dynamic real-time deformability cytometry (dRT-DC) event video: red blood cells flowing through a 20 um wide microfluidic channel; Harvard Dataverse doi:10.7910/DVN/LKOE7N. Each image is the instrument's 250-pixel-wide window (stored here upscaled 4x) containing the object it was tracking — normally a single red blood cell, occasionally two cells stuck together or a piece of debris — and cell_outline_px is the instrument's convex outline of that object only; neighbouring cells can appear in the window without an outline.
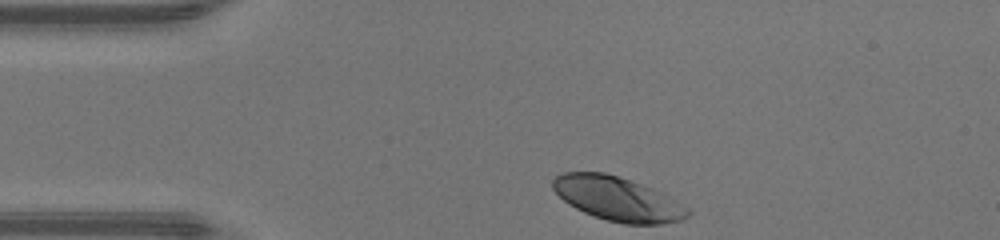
{"species": "human", "species_latin": "Homo sapiens", "temperature_condition": "warm", "stored_images_in_passage": 29, "camera_frame_rate_fps": 3000, "um_per_image_px": 0.085, "donor": {"sex": "male"}, "frame": {"image": 1, "passage_image": 1, "time_ms": 0.0, "image_size_px": [1000, 240], "cell_outline_px": [[692, 212], [684, 220], [660, 224], [624, 224], [608, 220], [584, 212], [568, 204], [552, 188], [552, 180], [556, 176], [564, 172], [604, 172], [620, 176], [652, 188], [660, 192], [688, 208]], "centroid_in_image_um": [52.5, 16.89], "position_along_channel_um": 32.5, "area_um2": 34.45}}
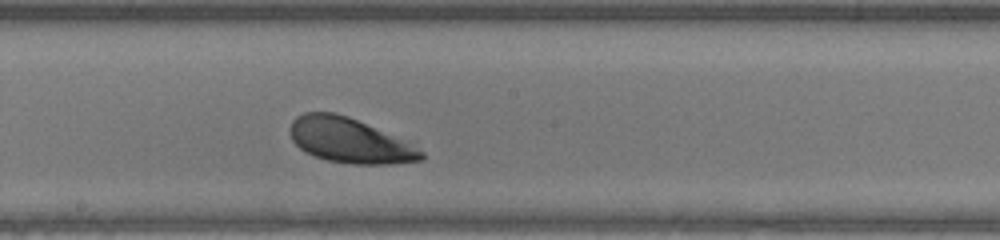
{"frame": {"image": 2, "passage_image": 17, "time_ms": 5.333, "image_size_px": [1000, 240], "cell_outline_px": [[424, 160], [388, 164], [352, 164], [328, 160], [312, 156], [304, 152], [292, 140], [292, 120], [296, 116], [304, 112], [336, 112], [348, 116], [416, 140], [424, 152]], "centroid_in_image_um": [29.89, 11.93], "position_along_channel_um": 218.3, "area_um2": 35.6}}
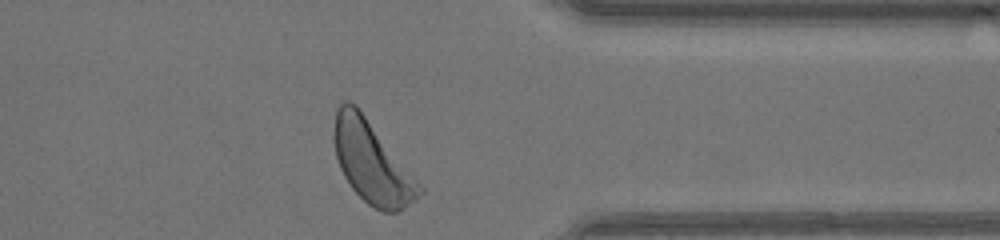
{"frame": {"image": 3, "passage_image": 29, "time_ms": 9.333, "image_size_px": [1000, 240], "cell_outline_px": [[424, 192], [404, 208], [396, 212], [384, 212], [368, 204], [352, 188], [344, 176], [340, 168], [336, 156], [332, 140], [332, 132], [336, 108], [344, 100], [348, 100], [356, 104], [424, 188]], "centroid_in_image_um": [31.58, 13.77], "position_along_channel_um": 379.8, "area_um2": 40.58}, "authors_computed_cell_mechanics": {"area_um2": 35.0268, "velocity_mm_per_s": 4.3189, "shape_relaxation_time_tau1_ms": 1.4159, "shape_relaxation_time_tau2_ms": null, "deformation_change_tau1": 0.1217, "deformation_change_tau2": null}}